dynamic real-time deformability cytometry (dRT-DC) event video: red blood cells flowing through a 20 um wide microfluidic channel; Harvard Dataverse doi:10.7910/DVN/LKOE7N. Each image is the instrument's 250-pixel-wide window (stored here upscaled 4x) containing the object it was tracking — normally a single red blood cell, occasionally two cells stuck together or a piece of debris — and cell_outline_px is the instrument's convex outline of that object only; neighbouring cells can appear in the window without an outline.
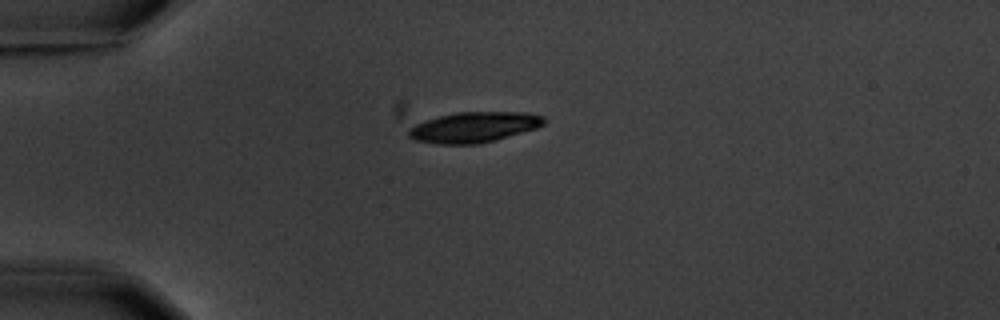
{"species": "common noctule bat (a hibernating species)", "species_latin": "Nyctalus noctula", "temperature_condition": "warm", "stored_images_in_passage": 4, "camera_frame_rate_fps": 3000, "um_per_image_px": 0.085, "animal": {"sex": "male", "body_mass_g": 20.1, "forearm_length_mm": 53.5}, "frame": {"image": 1, "passage_image": 1, "time_ms": 0.0, "image_size_px": [1000, 320], "cell_outline_px": [[544, 124], [536, 128], [496, 140], [480, 144], [436, 144], [416, 140], [408, 136], [408, 128], [416, 124], [440, 116], [460, 112], [528, 112], [544, 116]], "centroid_in_image_um": [40.3, 10.81], "position_along_channel_um": 44.7, "area_um2": 23.93}}
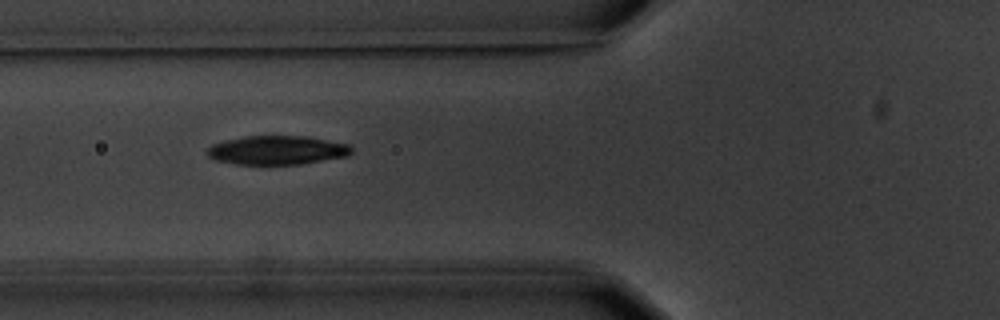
{"frame": {"image": 2, "passage_image": 3, "time_ms": 2.333, "image_size_px": [1000, 320], "cell_outline_px": [[352, 152], [348, 156], [300, 164], [236, 164], [216, 160], [208, 156], [204, 152], [212, 144], [224, 140], [244, 136], [308, 136], [348, 144], [352, 148]], "centroid_in_image_um": [23.53, 12.76], "position_along_channel_um": 102.3, "area_um2": 24.39}}